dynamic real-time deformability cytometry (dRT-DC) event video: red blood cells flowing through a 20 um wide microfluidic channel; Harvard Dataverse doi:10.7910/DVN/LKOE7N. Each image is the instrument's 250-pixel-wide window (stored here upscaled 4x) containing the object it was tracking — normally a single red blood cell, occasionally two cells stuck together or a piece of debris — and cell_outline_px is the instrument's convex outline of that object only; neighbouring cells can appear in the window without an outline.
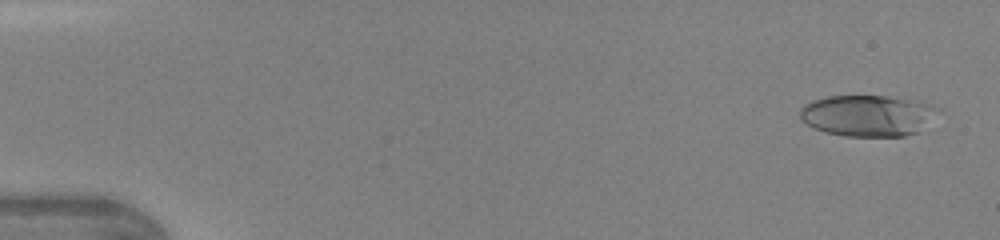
{"species": "human", "species_latin": "Homo sapiens", "temperature_condition": "warm", "stored_images_in_passage": 9, "camera_frame_rate_fps": 3000, "um_per_image_px": 0.085, "donor": {"sex": "female"}, "frame": {"image": 1, "passage_image": 1, "time_ms": 0.0, "image_size_px": [1000, 240], "cell_outline_px": [[944, 112], [920, 132], [904, 136], [844, 136], [824, 132], [800, 120], [800, 108], [804, 104], [812, 100], [828, 96], [888, 96], [912, 100], [944, 108]], "centroid_in_image_um": [73.85, 9.83], "position_along_channel_um": 11.1, "area_um2": 33.87}}
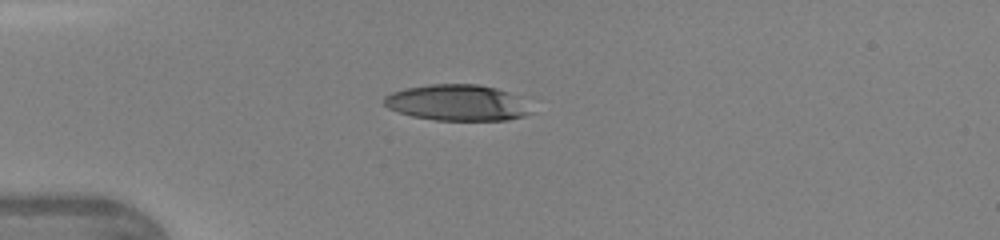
{"frame": {"image": 2, "passage_image": 6, "time_ms": 1.667, "image_size_px": [1000, 240], "cell_outline_px": [[532, 112], [524, 116], [508, 120], [436, 120], [412, 116], [388, 108], [384, 104], [384, 96], [392, 92], [404, 88], [428, 84], [476, 84], [496, 88], [508, 92], [528, 108]], "centroid_in_image_um": [38.78, 8.73], "position_along_channel_um": 46.2, "area_um2": 30.46}}
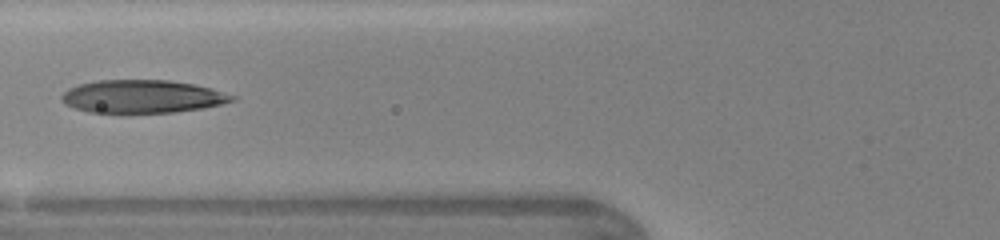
{"frame": {"image": 3, "passage_image": 9, "time_ms": 2.667, "image_size_px": [1000, 240], "cell_outline_px": [[236, 100], [220, 104], [200, 108], [172, 112], [88, 112], [64, 104], [60, 100], [60, 96], [68, 88], [80, 84], [96, 80], [168, 80], [192, 84], [212, 88], [236, 96]], "centroid_in_image_um": [12.07, 8.19], "position_along_channel_um": 113.7, "area_um2": 32.54}}